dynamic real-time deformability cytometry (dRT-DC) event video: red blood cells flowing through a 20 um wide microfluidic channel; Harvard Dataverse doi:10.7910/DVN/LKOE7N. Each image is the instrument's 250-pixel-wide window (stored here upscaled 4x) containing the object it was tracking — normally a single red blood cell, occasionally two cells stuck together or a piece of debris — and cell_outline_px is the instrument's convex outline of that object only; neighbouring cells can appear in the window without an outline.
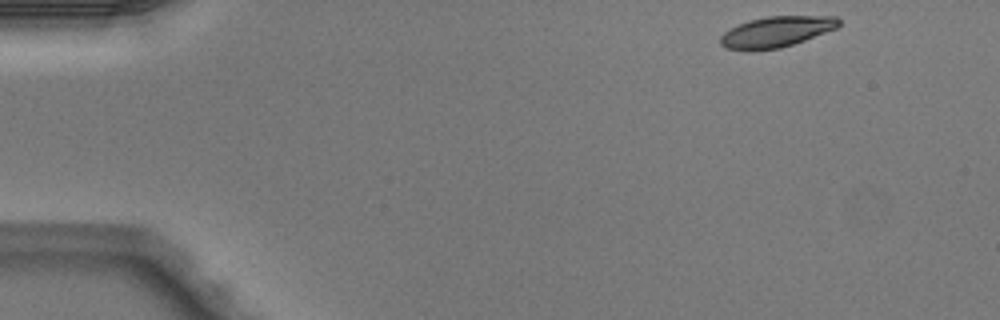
{"species": "Egyptian fruit bat (a non-hibernating species)", "species_latin": "Rousettus aegyptiacus", "temperature_condition": "warm", "stored_images_in_passage": 6, "camera_frame_rate_fps": 3000, "um_per_image_px": 0.085, "animal": {"sex": "male"}, "frame": {"image": 1, "passage_image": 1, "time_ms": 0.0, "image_size_px": [1000, 320], "cell_outline_px": [[840, 24], [836, 28], [804, 40], [780, 48], [748, 52], [724, 48], [720, 44], [720, 36], [724, 32], [748, 20], [768, 16], [836, 16], [840, 20]], "centroid_in_image_um": [65.94, 2.72], "position_along_channel_um": 19.1, "area_um2": 21.33}}
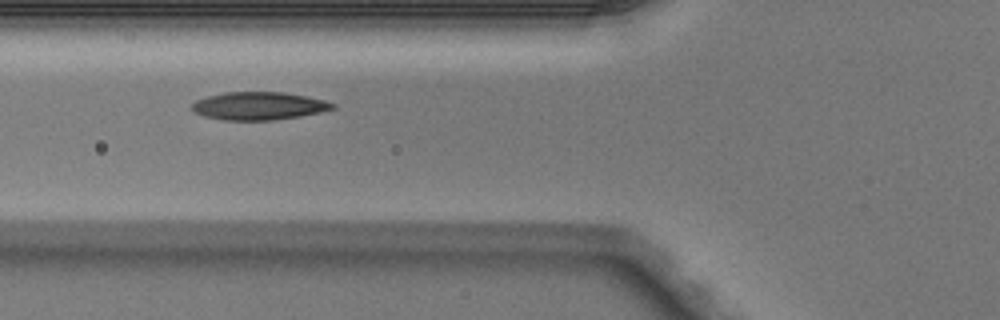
{"frame": {"image": 2, "passage_image": 5, "time_ms": 1.333, "image_size_px": [1000, 320], "cell_outline_px": [[336, 108], [320, 112], [300, 116], [272, 120], [224, 120], [204, 116], [196, 112], [192, 108], [192, 104], [196, 100], [208, 96], [224, 92], [284, 92], [308, 96], [324, 100], [336, 104]], "centroid_in_image_um": [22.03, 8.99], "position_along_channel_um": 103.8, "area_um2": 22.83}}
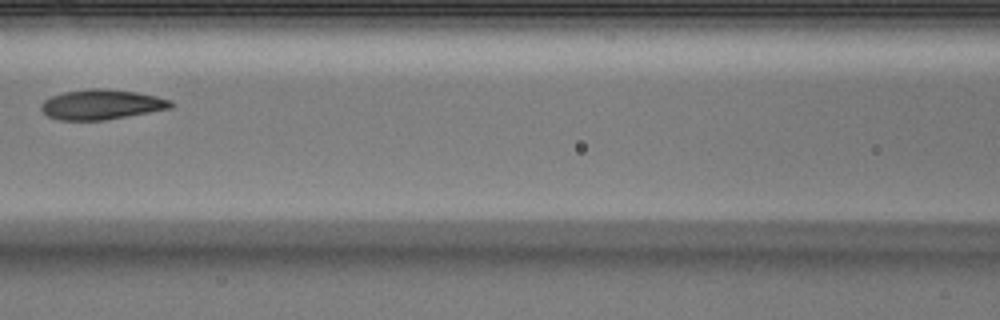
{"frame": {"image": 3, "passage_image": 6, "time_ms": 1.667, "image_size_px": [1000, 320], "cell_outline_px": [[172, 108], [104, 120], [60, 120], [48, 116], [40, 108], [40, 104], [44, 100], [52, 96], [64, 92], [92, 88], [104, 88], [136, 92], [156, 96], [172, 100]], "centroid_in_image_um": [8.62, 8.88], "position_along_channel_um": 158.0, "area_um2": 22.54}}